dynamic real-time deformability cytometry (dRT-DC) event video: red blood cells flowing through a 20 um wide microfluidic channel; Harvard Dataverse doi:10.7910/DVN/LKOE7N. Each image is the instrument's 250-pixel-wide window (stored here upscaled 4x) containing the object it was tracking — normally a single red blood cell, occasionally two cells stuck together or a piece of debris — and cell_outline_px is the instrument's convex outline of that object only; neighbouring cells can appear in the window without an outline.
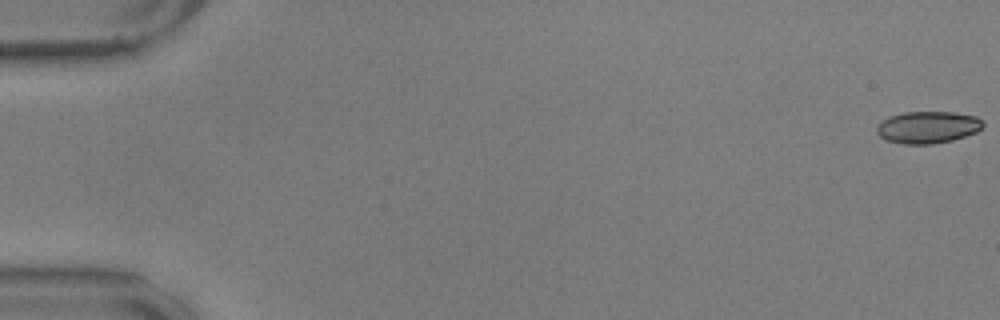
{"species": "common noctule bat (a hibernating species)", "species_latin": "Nyctalus noctula", "temperature_condition": "warm", "stored_images_in_passage": 58, "camera_frame_rate_fps": 3000, "um_per_image_px": 0.085, "animal": {"sex": "male", "body_mass_g": 17.9, "forearm_length_mm": 54.2}, "frame": {"image": 1, "passage_image": 1, "time_ms": 0.0, "image_size_px": [1000, 320], "cell_outline_px": [[984, 124], [976, 132], [952, 140], [932, 144], [904, 144], [888, 140], [880, 136], [876, 132], [876, 128], [888, 116], [904, 112], [952, 112], [976, 116]], "centroid_in_image_um": [78.85, 10.81], "position_along_channel_um": 6.2, "area_um2": 19.59}}
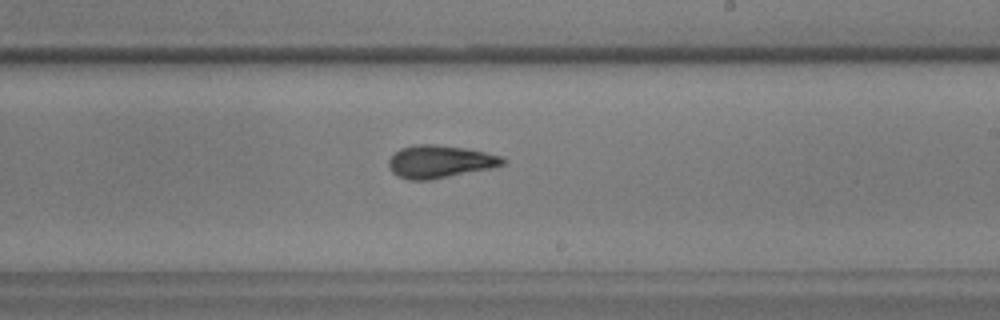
{"frame": {"image": 2, "passage_image": 35, "time_ms": 11.333, "image_size_px": [1000, 320], "cell_outline_px": [[508, 160], [504, 164], [492, 168], [432, 180], [408, 180], [396, 176], [388, 168], [388, 160], [400, 148], [412, 144], [432, 144], [464, 148], [504, 156]], "centroid_in_image_um": [37.38, 13.75], "position_along_channel_um": 251.6, "area_um2": 22.02}}
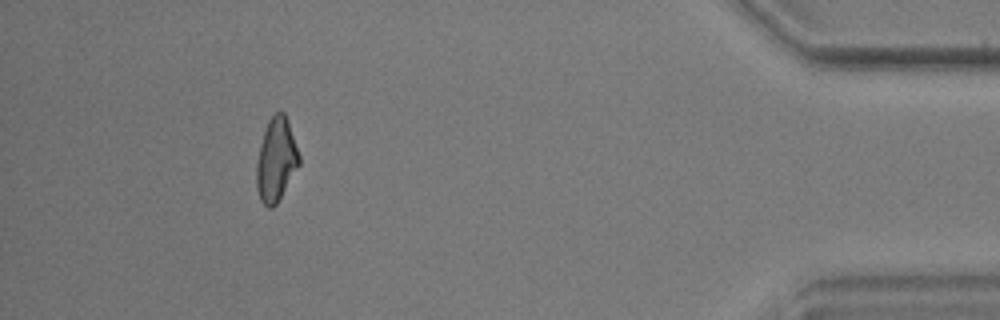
{"frame": {"image": 3, "passage_image": 53, "time_ms": 17.333, "image_size_px": [1000, 320], "cell_outline_px": [[300, 164], [276, 204], [272, 208], [268, 208], [260, 200], [256, 188], [256, 164], [260, 144], [268, 120], [276, 112], [284, 112], [288, 120], [300, 156]], "centroid_in_image_um": [23.46, 13.59], "position_along_channel_um": 411.7, "area_um2": 20.69}, "authors_computed_cell_mechanics": {"area_um2": 20.8947, "velocity_mm_per_s": 3.5669, "shape_relaxation_time_tau1_ms": 4.7889, "shape_relaxation_time_tau2_ms": 2.1775, "deformation_change_tau1": 0.1638, "deformation_change_tau2": 0.0859}}